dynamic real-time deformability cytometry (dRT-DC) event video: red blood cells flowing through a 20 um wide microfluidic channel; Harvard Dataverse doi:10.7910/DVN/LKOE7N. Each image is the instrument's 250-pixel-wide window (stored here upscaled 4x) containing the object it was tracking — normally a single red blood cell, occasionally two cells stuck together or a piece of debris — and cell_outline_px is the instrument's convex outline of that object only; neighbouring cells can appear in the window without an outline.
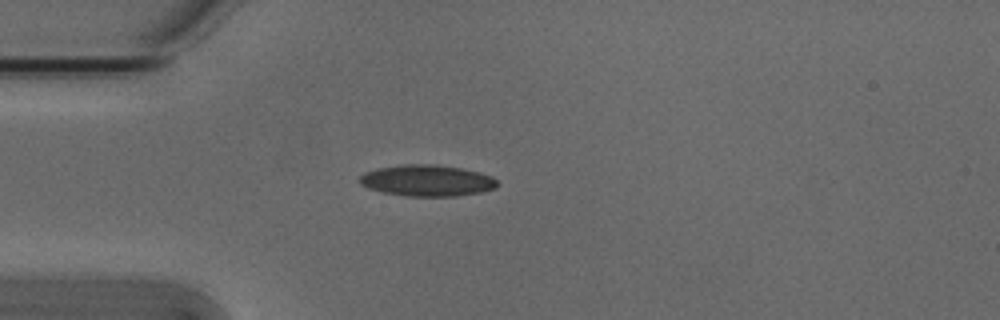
{"species": "Egyptian fruit bat (a non-hibernating species)", "species_latin": "Rousettus aegyptiacus", "temperature_condition": "cold", "stored_images_in_passage": 2, "camera_frame_rate_fps": 3000, "um_per_image_px": 0.085, "animal": {"sex": "male"}, "frame": {"image": 1, "passage_image": 1, "time_ms": 0.0, "image_size_px": [1000, 320], "cell_outline_px": [[496, 188], [480, 192], [456, 196], [404, 196], [384, 192], [368, 188], [360, 184], [360, 176], [364, 172], [376, 168], [400, 164], [436, 164], [460, 168], [480, 172], [492, 176], [496, 180]], "centroid_in_image_um": [36.28, 15.34], "position_along_channel_um": 48.7, "area_um2": 25.2}}